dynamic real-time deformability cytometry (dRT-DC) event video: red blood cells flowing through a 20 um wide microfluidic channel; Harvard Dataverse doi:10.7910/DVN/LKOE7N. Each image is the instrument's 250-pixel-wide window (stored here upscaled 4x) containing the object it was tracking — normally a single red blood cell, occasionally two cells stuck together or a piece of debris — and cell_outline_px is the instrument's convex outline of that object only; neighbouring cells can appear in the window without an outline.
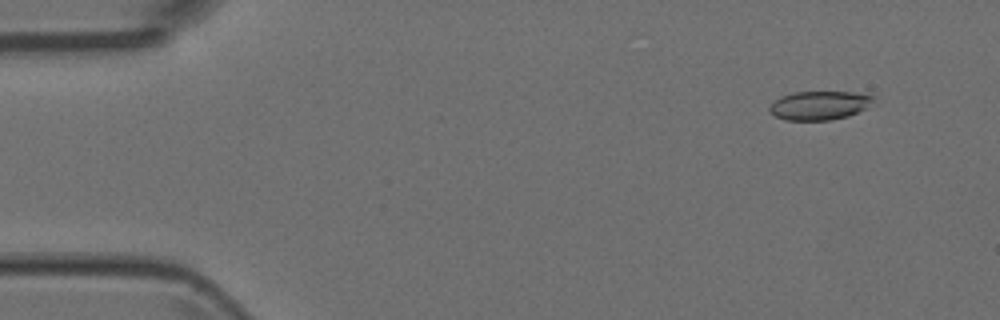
{"species": "Egyptian fruit bat (a non-hibernating species)", "species_latin": "Rousettus aegyptiacus", "temperature_condition": "room temperature", "stored_images_in_passage": 6, "camera_frame_rate_fps": 3000, "um_per_image_px": 0.085, "animal": {"sex": "female"}, "frame": {"image": 1, "passage_image": 2, "time_ms": 0.333, "image_size_px": [1000, 320], "cell_outline_px": [[876, 96], [864, 108], [848, 116], [832, 120], [784, 120], [768, 112], [768, 108], [776, 100], [792, 92], [852, 92]], "centroid_in_image_um": [69.61, 8.96], "position_along_channel_um": 15.4, "area_um2": 17.17}}
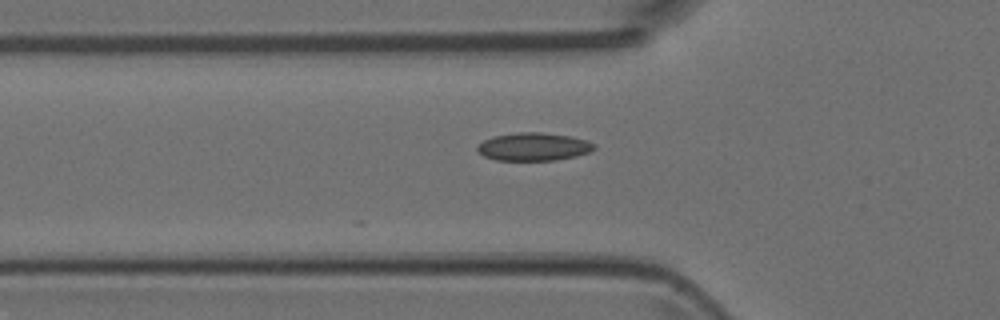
{"frame": {"image": 2, "passage_image": 6, "time_ms": 1.667, "image_size_px": [1000, 320], "cell_outline_px": [[596, 148], [588, 152], [576, 156], [556, 160], [496, 160], [484, 156], [476, 148], [484, 140], [492, 136], [520, 132], [540, 132], [568, 136], [584, 140], [596, 144]], "centroid_in_image_um": [45.35, 12.47], "position_along_channel_um": 80.5, "area_um2": 18.84}}